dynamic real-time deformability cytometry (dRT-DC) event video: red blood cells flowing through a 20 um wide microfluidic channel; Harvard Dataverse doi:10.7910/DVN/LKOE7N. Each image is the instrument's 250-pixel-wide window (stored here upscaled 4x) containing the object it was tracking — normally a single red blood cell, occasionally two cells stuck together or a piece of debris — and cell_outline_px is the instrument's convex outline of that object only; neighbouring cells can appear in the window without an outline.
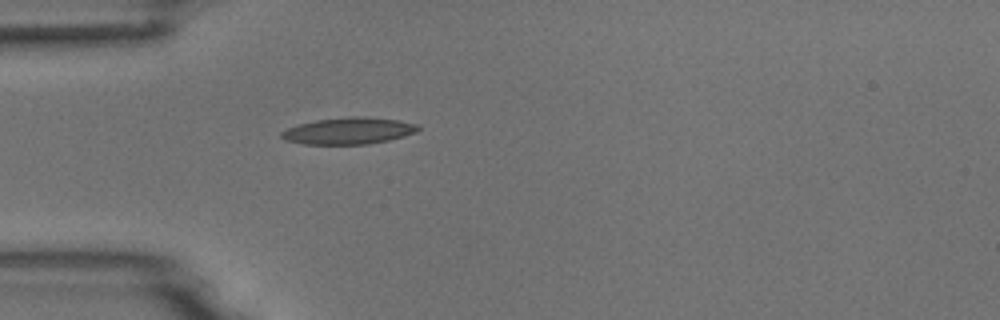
{"species": "common noctule bat (a hibernating species)", "species_latin": "Nyctalus noctula", "temperature_condition": "room temperature", "stored_images_in_passage": 39, "camera_frame_rate_fps": 3000, "um_per_image_px": 0.085, "animal": {"sex": "male", "body_mass_g": 18.8}, "frame": {"image": 1, "passage_image": 1, "time_ms": 0.0, "image_size_px": [1000, 320], "cell_outline_px": [[420, 128], [416, 132], [404, 136], [388, 140], [368, 144], [304, 144], [284, 140], [280, 136], [280, 132], [288, 128], [300, 124], [316, 120], [352, 116], [364, 116], [400, 120], [420, 124]], "centroid_in_image_um": [29.66, 11.11], "position_along_channel_um": 55.3, "area_um2": 21.33}}
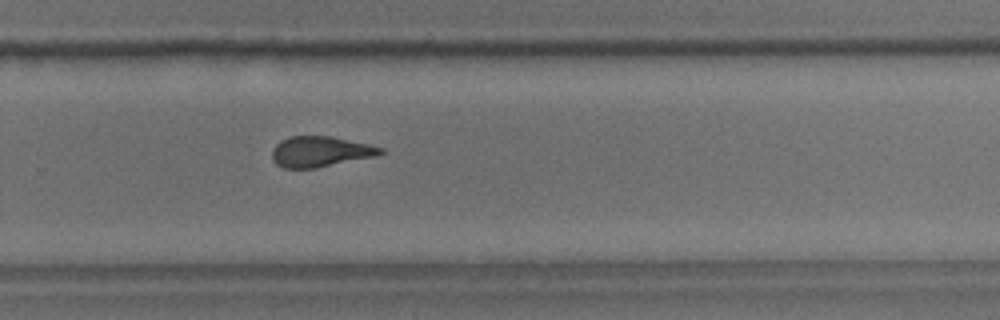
{"frame": {"image": 2, "passage_image": 21, "time_ms": 6.667, "image_size_px": [1000, 320], "cell_outline_px": [[384, 152], [376, 156], [316, 168], [284, 168], [276, 164], [272, 160], [272, 148], [280, 140], [292, 136], [332, 136], [368, 144], [384, 148]], "centroid_in_image_um": [27.21, 12.89], "position_along_channel_um": 302.6, "area_um2": 19.36}}
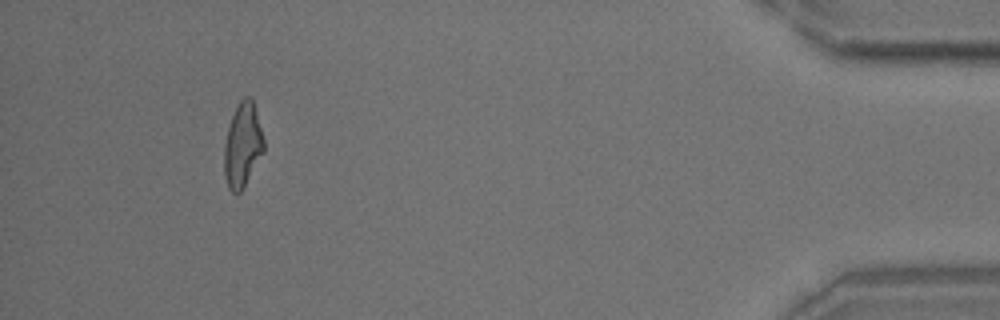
{"frame": {"image": 3, "passage_image": 35, "time_ms": 11.333, "image_size_px": [1000, 320], "cell_outline_px": [[264, 152], [240, 192], [232, 192], [228, 188], [224, 176], [224, 144], [228, 128], [232, 116], [240, 100], [244, 96], [248, 96], [252, 100], [256, 112], [264, 140]], "centroid_in_image_um": [20.61, 12.35], "position_along_channel_um": 414.6, "area_um2": 19.19}, "authors_computed_cell_mechanics": {"area_um2": 19.5364, "velocity_mm_per_s": 3.7842, "shape_relaxation_time_tau1_ms": 8.8037, "shape_relaxation_time_tau2_ms": 2.305, "deformation_change_tau1": 0.243, "deformation_change_tau2": 0.1174}}